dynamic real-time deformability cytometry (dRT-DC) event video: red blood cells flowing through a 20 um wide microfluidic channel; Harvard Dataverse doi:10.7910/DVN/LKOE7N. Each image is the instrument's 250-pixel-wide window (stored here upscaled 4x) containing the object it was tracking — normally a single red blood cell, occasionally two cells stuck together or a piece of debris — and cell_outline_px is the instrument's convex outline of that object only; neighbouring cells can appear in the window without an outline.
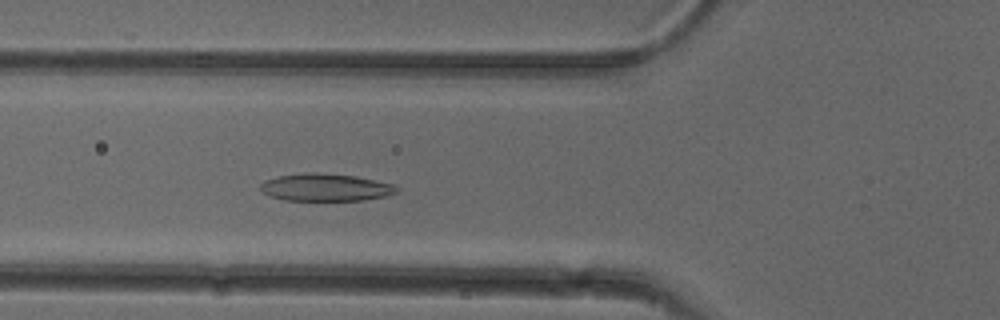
{"species": "common noctule bat (a hibernating species)", "species_latin": "Nyctalus noctula", "temperature_condition": "cold", "stored_images_in_passage": 51, "camera_frame_rate_fps": 3000, "um_per_image_px": 0.085, "animal": {"sex": "female"}, "frame": {"image": 1, "passage_image": 18, "time_ms": 5.667, "image_size_px": [1000, 320], "cell_outline_px": [[400, 192], [388, 196], [364, 200], [284, 200], [260, 192], [260, 184], [264, 180], [276, 176], [308, 172], [316, 172], [356, 176], [396, 184], [400, 188]], "centroid_in_image_um": [27.72, 15.92], "position_along_channel_um": 98.1, "area_um2": 22.2}}
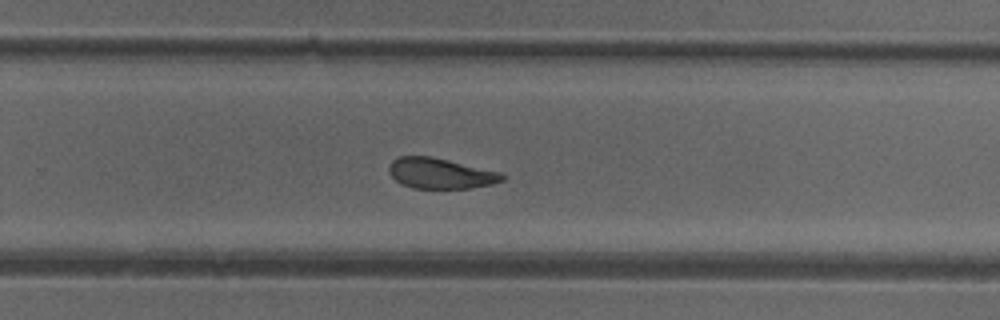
{"frame": {"image": 2, "passage_image": 33, "time_ms": 10.667, "image_size_px": [1000, 320], "cell_outline_px": [[504, 180], [492, 184], [468, 188], [412, 188], [400, 184], [388, 172], [388, 164], [392, 160], [400, 156], [432, 156], [500, 172], [504, 176]], "centroid_in_image_um": [37.39, 14.73], "position_along_channel_um": 292.4, "area_um2": 20.17}}
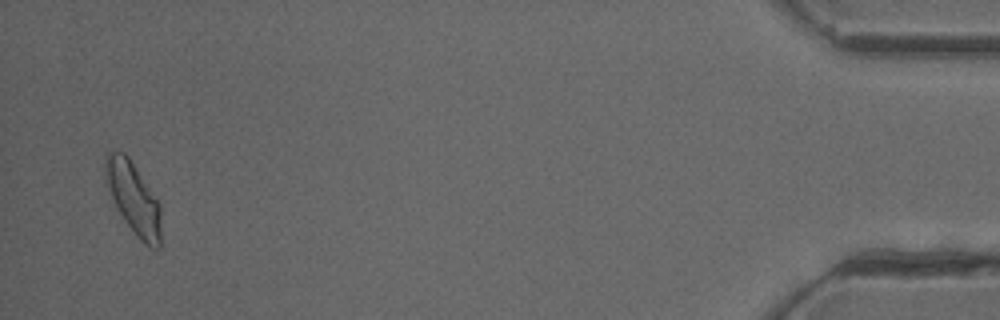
{"frame": {"image": 3, "passage_image": 50, "time_ms": 16.333, "image_size_px": [1000, 320], "cell_outline_px": [[160, 248], [152, 248], [144, 244], [136, 236], [124, 220], [116, 208], [108, 188], [104, 168], [104, 156], [108, 152], [124, 152], [128, 156], [160, 204]], "centroid_in_image_um": [11.33, 16.86], "position_along_channel_um": 423.9, "area_um2": 23.06}, "authors_computed_cell_mechanics": {"area_um2": 21.964, "velocity_mm_per_s": 3.8897, "shape_relaxation_time_tau1_ms": 7.1444, "shape_relaxation_time_tau2_ms": 2.4667, "deformation_change_tau1": 0.1599, "deformation_change_tau2": 0.0793}}